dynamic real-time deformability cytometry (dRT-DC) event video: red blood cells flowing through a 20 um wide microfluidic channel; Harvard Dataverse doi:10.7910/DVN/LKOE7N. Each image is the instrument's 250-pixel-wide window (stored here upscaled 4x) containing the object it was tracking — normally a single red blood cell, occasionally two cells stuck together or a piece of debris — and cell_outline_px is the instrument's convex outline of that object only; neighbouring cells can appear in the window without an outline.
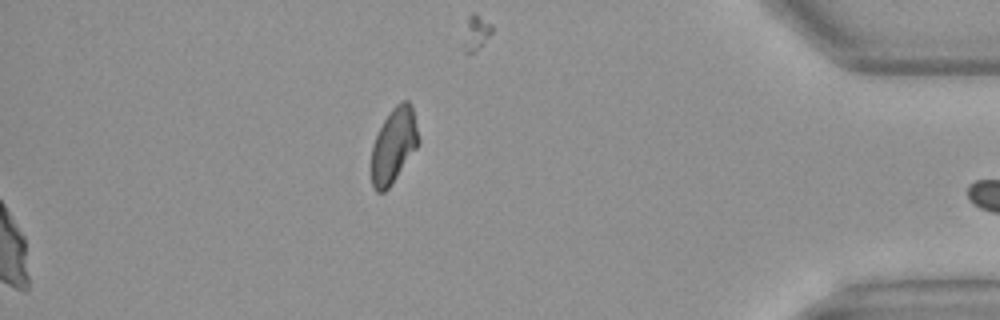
{"species": "Egyptian fruit bat (a non-hibernating species)", "species_latin": "Rousettus aegyptiacus", "temperature_condition": "warm", "stored_images_in_passage": 42, "camera_frame_rate_fps": 3000, "um_per_image_px": 0.085, "animal": {"sex": "female"}, "frame": {"image": 1, "passage_image": 42, "time_ms": 13.667, "image_size_px": [1000, 320], "cell_outline_px": [[420, 140], [416, 148], [388, 188], [384, 192], [376, 192], [372, 184], [372, 144], [384, 120], [392, 108], [400, 100], [408, 100], [412, 104]], "centroid_in_image_um": [33.48, 12.31], "position_along_channel_um": 401.7, "area_um2": 20.35}}